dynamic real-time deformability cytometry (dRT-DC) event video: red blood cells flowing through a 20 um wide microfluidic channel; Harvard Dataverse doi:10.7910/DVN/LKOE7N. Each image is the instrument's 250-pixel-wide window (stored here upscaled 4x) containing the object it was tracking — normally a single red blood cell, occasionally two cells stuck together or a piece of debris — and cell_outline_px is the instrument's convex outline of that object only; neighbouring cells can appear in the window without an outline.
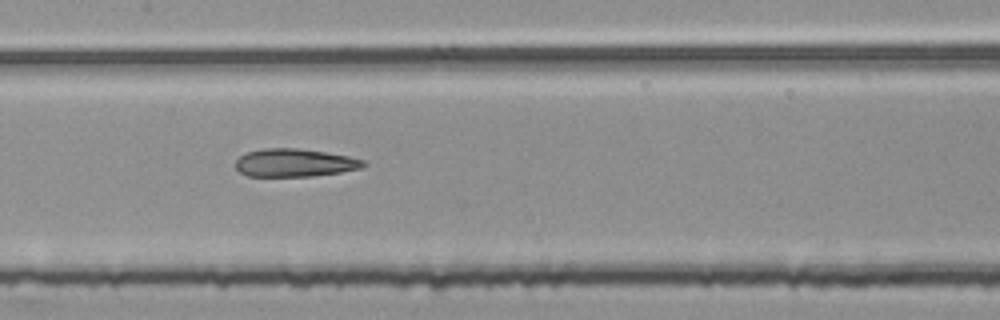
{"species": "common noctule bat (a hibernating species)", "species_latin": "Nyctalus noctula", "temperature_condition": "room temperature", "stored_images_in_passage": 53, "camera_frame_rate_fps": 3000, "um_per_image_px": 0.085, "animal": {"sex": "female", "body_mass_g": 25.1}, "frame": {"image": 1, "passage_image": 26, "time_ms": 8.333, "image_size_px": [1000, 320], "cell_outline_px": [[368, 164], [360, 168], [340, 172], [312, 176], [248, 176], [240, 172], [236, 168], [236, 160], [244, 152], [264, 148], [296, 148], [324, 152], [348, 156], [364, 160]], "centroid_in_image_um": [25.02, 13.83], "position_along_channel_um": 182.4, "area_um2": 20.81}}
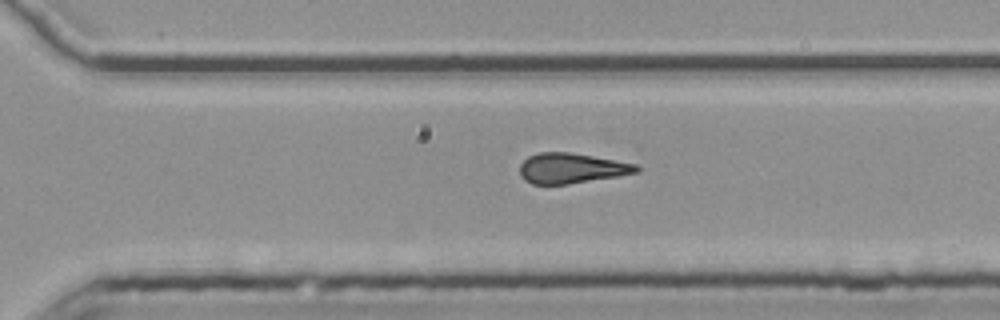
{"frame": {"image": 2, "passage_image": 37, "time_ms": 12.0, "image_size_px": [1000, 320], "cell_outline_px": [[640, 172], [620, 176], [568, 184], [532, 184], [524, 180], [520, 176], [520, 164], [528, 156], [540, 152], [568, 152], [592, 156], [636, 164], [640, 168]], "centroid_in_image_um": [48.57, 14.31], "position_along_channel_um": 322.0, "area_um2": 20.58}}
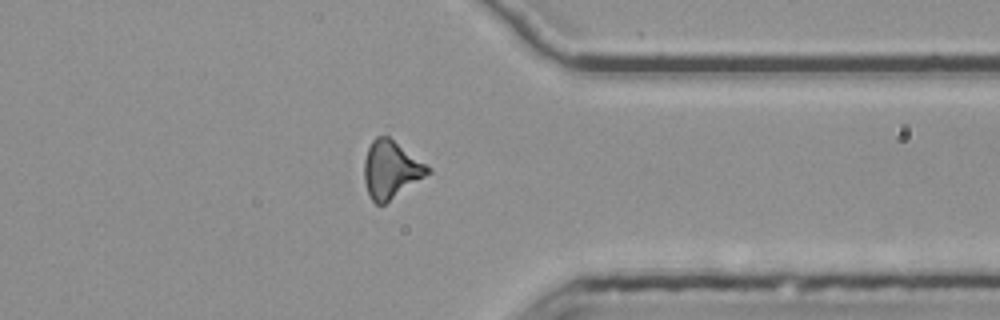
{"frame": {"image": 3, "passage_image": 42, "time_ms": 13.667, "image_size_px": [1000, 320], "cell_outline_px": [[432, 172], [384, 204], [376, 204], [372, 200], [364, 184], [364, 160], [368, 148], [372, 140], [376, 136], [388, 136], [432, 168]], "centroid_in_image_um": [33.23, 14.41], "position_along_channel_um": 378.2, "area_um2": 21.21}}